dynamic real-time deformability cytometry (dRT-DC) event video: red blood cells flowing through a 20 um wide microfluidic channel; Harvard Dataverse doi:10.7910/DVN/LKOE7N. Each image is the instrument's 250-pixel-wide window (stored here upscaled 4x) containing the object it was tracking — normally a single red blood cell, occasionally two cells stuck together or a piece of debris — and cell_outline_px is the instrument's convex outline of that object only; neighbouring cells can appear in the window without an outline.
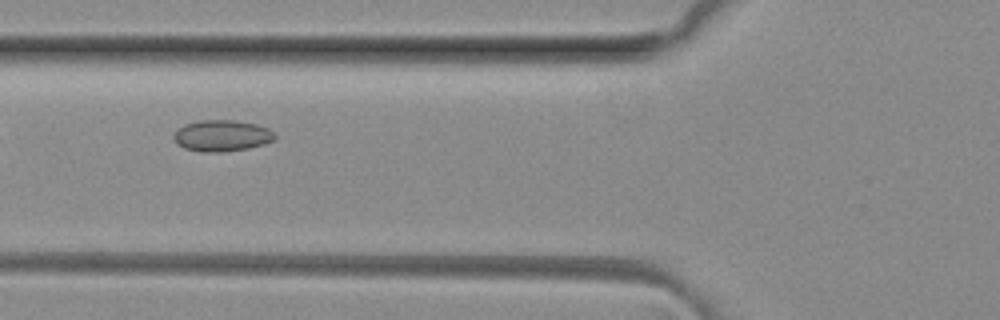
{"species": "common noctule bat (a hibernating species)", "species_latin": "Nyctalus noctula", "temperature_condition": "room temperature", "stored_images_in_passage": 4, "camera_frame_rate_fps": 3000, "um_per_image_px": 0.085, "animal": {"sex": "female", "body_mass_g": 29.2, "forearm_length_mm": 56.3}, "frame": {"image": 1, "passage_image": 3, "time_ms": 0.667, "image_size_px": [1000, 320], "cell_outline_px": [[276, 136], [272, 140], [264, 144], [248, 148], [220, 152], [200, 152], [184, 148], [176, 144], [172, 136], [184, 124], [200, 120], [232, 120], [256, 124], [268, 128]], "centroid_in_image_um": [18.82, 11.54], "position_along_channel_um": 107.0, "area_um2": 18.38}}
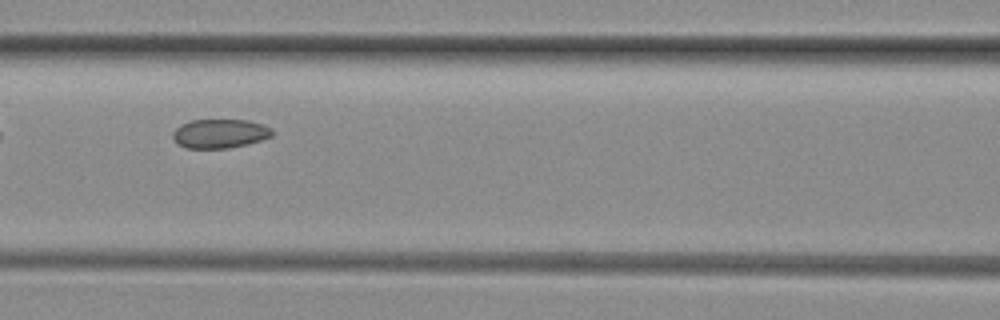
{"frame": {"image": 2, "passage_image": 4, "time_ms": 1.0, "image_size_px": [1000, 320], "cell_outline_px": [[272, 136], [260, 140], [228, 148], [188, 148], [180, 144], [172, 136], [172, 132], [180, 124], [192, 120], [248, 120], [264, 124], [272, 128]], "centroid_in_image_um": [18.7, 11.33], "position_along_channel_um": 147.9, "area_um2": 16.65}}